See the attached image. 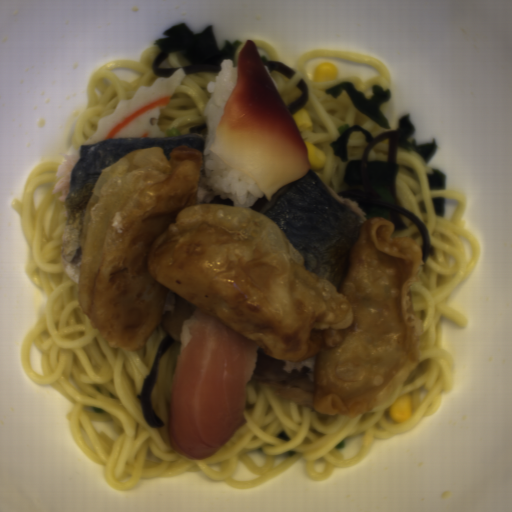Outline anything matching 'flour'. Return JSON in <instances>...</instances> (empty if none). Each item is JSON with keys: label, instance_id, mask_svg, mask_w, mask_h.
I'll return each instance as SVG.
<instances>
[{"label": "flour", "instance_id": "1", "mask_svg": "<svg viewBox=\"0 0 512 512\" xmlns=\"http://www.w3.org/2000/svg\"><path fill=\"white\" fill-rule=\"evenodd\" d=\"M204 154L146 147L102 169L79 240L78 303L93 329L136 351L177 294L275 360L313 357L320 411L353 419L390 404L420 359L409 286L420 245L366 219L339 290L266 215L195 203Z\"/></svg>", "mask_w": 512, "mask_h": 512}]
</instances>
